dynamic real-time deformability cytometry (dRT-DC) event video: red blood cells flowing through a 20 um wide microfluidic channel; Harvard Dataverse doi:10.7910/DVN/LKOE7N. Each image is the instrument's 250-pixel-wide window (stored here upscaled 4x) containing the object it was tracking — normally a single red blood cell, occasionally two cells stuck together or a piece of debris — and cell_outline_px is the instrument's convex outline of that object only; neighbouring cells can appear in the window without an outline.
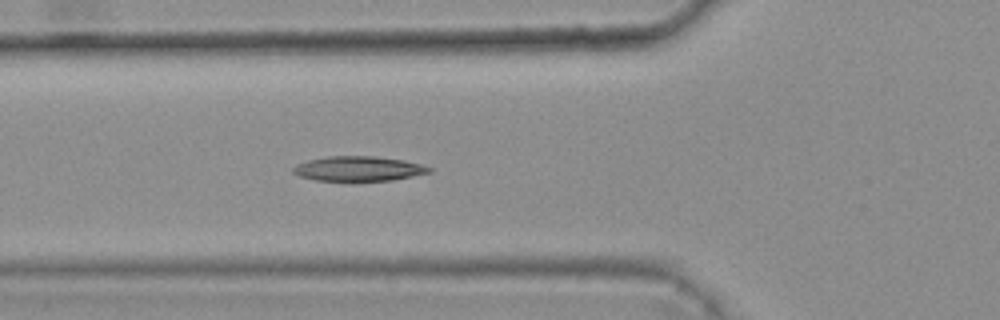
{"species": "common noctule bat (a hibernating species)", "species_latin": "Nyctalus noctula", "temperature_condition": "warm", "stored_images_in_passage": 4, "camera_frame_rate_fps": 3000, "um_per_image_px": 0.085, "animal": {"sex": "female", "body_mass_g": 25.1}, "frame": {"image": 1, "passage_image": 4, "time_ms": 1.0, "image_size_px": [1000, 320], "cell_outline_px": [[432, 172], [392, 180], [352, 184], [316, 180], [300, 176], [292, 172], [292, 168], [296, 164], [308, 160], [328, 156], [376, 156], [404, 160], [424, 164], [432, 168]], "centroid_in_image_um": [30.48, 14.38], "position_along_channel_um": 95.3, "area_um2": 20.69}}